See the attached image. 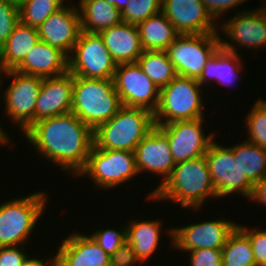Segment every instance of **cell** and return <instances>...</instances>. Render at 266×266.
Masks as SVG:
<instances>
[{"label":"cell","mask_w":266,"mask_h":266,"mask_svg":"<svg viewBox=\"0 0 266 266\" xmlns=\"http://www.w3.org/2000/svg\"><path fill=\"white\" fill-rule=\"evenodd\" d=\"M8 2L14 3L19 6L24 0H7Z\"/></svg>","instance_id":"obj_47"},{"label":"cell","mask_w":266,"mask_h":266,"mask_svg":"<svg viewBox=\"0 0 266 266\" xmlns=\"http://www.w3.org/2000/svg\"><path fill=\"white\" fill-rule=\"evenodd\" d=\"M6 72H7V70L5 69V67L3 66V64L0 62V89H1V86L3 85L2 80L4 81V79H3L2 76H5L6 75Z\"/></svg>","instance_id":"obj_45"},{"label":"cell","mask_w":266,"mask_h":266,"mask_svg":"<svg viewBox=\"0 0 266 266\" xmlns=\"http://www.w3.org/2000/svg\"><path fill=\"white\" fill-rule=\"evenodd\" d=\"M137 27L144 50L165 51L179 35L162 11L139 23Z\"/></svg>","instance_id":"obj_27"},{"label":"cell","mask_w":266,"mask_h":266,"mask_svg":"<svg viewBox=\"0 0 266 266\" xmlns=\"http://www.w3.org/2000/svg\"><path fill=\"white\" fill-rule=\"evenodd\" d=\"M64 5V0H24L19 5V18L25 25L38 28Z\"/></svg>","instance_id":"obj_31"},{"label":"cell","mask_w":266,"mask_h":266,"mask_svg":"<svg viewBox=\"0 0 266 266\" xmlns=\"http://www.w3.org/2000/svg\"><path fill=\"white\" fill-rule=\"evenodd\" d=\"M109 4L114 5L116 9L122 12L129 2V0H107Z\"/></svg>","instance_id":"obj_43"},{"label":"cell","mask_w":266,"mask_h":266,"mask_svg":"<svg viewBox=\"0 0 266 266\" xmlns=\"http://www.w3.org/2000/svg\"><path fill=\"white\" fill-rule=\"evenodd\" d=\"M10 142V135L8 136L7 132L4 131L3 127L0 126V145H7Z\"/></svg>","instance_id":"obj_44"},{"label":"cell","mask_w":266,"mask_h":266,"mask_svg":"<svg viewBox=\"0 0 266 266\" xmlns=\"http://www.w3.org/2000/svg\"><path fill=\"white\" fill-rule=\"evenodd\" d=\"M221 250L222 266H256L249 238L238 227Z\"/></svg>","instance_id":"obj_30"},{"label":"cell","mask_w":266,"mask_h":266,"mask_svg":"<svg viewBox=\"0 0 266 266\" xmlns=\"http://www.w3.org/2000/svg\"><path fill=\"white\" fill-rule=\"evenodd\" d=\"M137 63L158 89L165 87L177 76L166 51L144 50Z\"/></svg>","instance_id":"obj_29"},{"label":"cell","mask_w":266,"mask_h":266,"mask_svg":"<svg viewBox=\"0 0 266 266\" xmlns=\"http://www.w3.org/2000/svg\"><path fill=\"white\" fill-rule=\"evenodd\" d=\"M240 53L223 50L221 47L211 56L197 81L203 86L210 81L221 86H231L237 81L238 73L243 72Z\"/></svg>","instance_id":"obj_23"},{"label":"cell","mask_w":266,"mask_h":266,"mask_svg":"<svg viewBox=\"0 0 266 266\" xmlns=\"http://www.w3.org/2000/svg\"><path fill=\"white\" fill-rule=\"evenodd\" d=\"M25 249L24 245L0 247V266H23L29 256Z\"/></svg>","instance_id":"obj_38"},{"label":"cell","mask_w":266,"mask_h":266,"mask_svg":"<svg viewBox=\"0 0 266 266\" xmlns=\"http://www.w3.org/2000/svg\"><path fill=\"white\" fill-rule=\"evenodd\" d=\"M248 0H202L207 12L218 23V18L223 12L236 8L237 5L245 3Z\"/></svg>","instance_id":"obj_40"},{"label":"cell","mask_w":266,"mask_h":266,"mask_svg":"<svg viewBox=\"0 0 266 266\" xmlns=\"http://www.w3.org/2000/svg\"><path fill=\"white\" fill-rule=\"evenodd\" d=\"M220 35L179 34L165 50L177 76L198 79L207 61L221 47Z\"/></svg>","instance_id":"obj_8"},{"label":"cell","mask_w":266,"mask_h":266,"mask_svg":"<svg viewBox=\"0 0 266 266\" xmlns=\"http://www.w3.org/2000/svg\"><path fill=\"white\" fill-rule=\"evenodd\" d=\"M135 161L138 173L151 172L162 176L163 181L149 192L147 199L152 200L154 191L170 176L175 167L167 136L155 126L136 146Z\"/></svg>","instance_id":"obj_16"},{"label":"cell","mask_w":266,"mask_h":266,"mask_svg":"<svg viewBox=\"0 0 266 266\" xmlns=\"http://www.w3.org/2000/svg\"><path fill=\"white\" fill-rule=\"evenodd\" d=\"M205 159L217 198L237 193L249 199L253 183L242 173L238 160L233 156L232 145L224 147L213 140L205 153Z\"/></svg>","instance_id":"obj_11"},{"label":"cell","mask_w":266,"mask_h":266,"mask_svg":"<svg viewBox=\"0 0 266 266\" xmlns=\"http://www.w3.org/2000/svg\"><path fill=\"white\" fill-rule=\"evenodd\" d=\"M14 70L42 78L59 76L68 71V56L39 40Z\"/></svg>","instance_id":"obj_21"},{"label":"cell","mask_w":266,"mask_h":266,"mask_svg":"<svg viewBox=\"0 0 266 266\" xmlns=\"http://www.w3.org/2000/svg\"><path fill=\"white\" fill-rule=\"evenodd\" d=\"M236 11L235 16L223 22L221 20L220 32L229 39L220 36L221 48L233 53H238L239 46L253 51L266 48V3L256 9Z\"/></svg>","instance_id":"obj_10"},{"label":"cell","mask_w":266,"mask_h":266,"mask_svg":"<svg viewBox=\"0 0 266 266\" xmlns=\"http://www.w3.org/2000/svg\"><path fill=\"white\" fill-rule=\"evenodd\" d=\"M114 62L136 63L144 51L137 25L121 22L99 32Z\"/></svg>","instance_id":"obj_22"},{"label":"cell","mask_w":266,"mask_h":266,"mask_svg":"<svg viewBox=\"0 0 266 266\" xmlns=\"http://www.w3.org/2000/svg\"><path fill=\"white\" fill-rule=\"evenodd\" d=\"M49 266H64L58 258H56Z\"/></svg>","instance_id":"obj_46"},{"label":"cell","mask_w":266,"mask_h":266,"mask_svg":"<svg viewBox=\"0 0 266 266\" xmlns=\"http://www.w3.org/2000/svg\"><path fill=\"white\" fill-rule=\"evenodd\" d=\"M203 124L204 118H198L155 125L167 136L175 164L205 155L216 133L206 136Z\"/></svg>","instance_id":"obj_15"},{"label":"cell","mask_w":266,"mask_h":266,"mask_svg":"<svg viewBox=\"0 0 266 266\" xmlns=\"http://www.w3.org/2000/svg\"><path fill=\"white\" fill-rule=\"evenodd\" d=\"M90 236L110 256L126 241V226L121 231L114 228L95 229Z\"/></svg>","instance_id":"obj_34"},{"label":"cell","mask_w":266,"mask_h":266,"mask_svg":"<svg viewBox=\"0 0 266 266\" xmlns=\"http://www.w3.org/2000/svg\"><path fill=\"white\" fill-rule=\"evenodd\" d=\"M247 141L266 149V100L257 99L244 120Z\"/></svg>","instance_id":"obj_32"},{"label":"cell","mask_w":266,"mask_h":266,"mask_svg":"<svg viewBox=\"0 0 266 266\" xmlns=\"http://www.w3.org/2000/svg\"><path fill=\"white\" fill-rule=\"evenodd\" d=\"M52 256L53 257L52 258L50 257L49 260L47 261L48 264H47V262H43L44 261L43 258L42 259L36 258V257L30 258L28 256L26 258L23 266H49L57 258L56 255H52Z\"/></svg>","instance_id":"obj_42"},{"label":"cell","mask_w":266,"mask_h":266,"mask_svg":"<svg viewBox=\"0 0 266 266\" xmlns=\"http://www.w3.org/2000/svg\"><path fill=\"white\" fill-rule=\"evenodd\" d=\"M187 253L191 266H222V250L202 248Z\"/></svg>","instance_id":"obj_37"},{"label":"cell","mask_w":266,"mask_h":266,"mask_svg":"<svg viewBox=\"0 0 266 266\" xmlns=\"http://www.w3.org/2000/svg\"><path fill=\"white\" fill-rule=\"evenodd\" d=\"M73 75L67 71L55 77L43 78L35 108V122L71 112Z\"/></svg>","instance_id":"obj_19"},{"label":"cell","mask_w":266,"mask_h":266,"mask_svg":"<svg viewBox=\"0 0 266 266\" xmlns=\"http://www.w3.org/2000/svg\"><path fill=\"white\" fill-rule=\"evenodd\" d=\"M238 226L233 220L214 219L201 221L182 227H171L166 230L172 248L182 251H193L202 248L221 250L229 235Z\"/></svg>","instance_id":"obj_13"},{"label":"cell","mask_w":266,"mask_h":266,"mask_svg":"<svg viewBox=\"0 0 266 266\" xmlns=\"http://www.w3.org/2000/svg\"><path fill=\"white\" fill-rule=\"evenodd\" d=\"M19 21V6L0 0V47L8 40Z\"/></svg>","instance_id":"obj_35"},{"label":"cell","mask_w":266,"mask_h":266,"mask_svg":"<svg viewBox=\"0 0 266 266\" xmlns=\"http://www.w3.org/2000/svg\"><path fill=\"white\" fill-rule=\"evenodd\" d=\"M233 156L242 173L254 184L266 175V149L247 140L232 145Z\"/></svg>","instance_id":"obj_28"},{"label":"cell","mask_w":266,"mask_h":266,"mask_svg":"<svg viewBox=\"0 0 266 266\" xmlns=\"http://www.w3.org/2000/svg\"><path fill=\"white\" fill-rule=\"evenodd\" d=\"M58 246L56 257L64 266H110V256L88 234H70Z\"/></svg>","instance_id":"obj_20"},{"label":"cell","mask_w":266,"mask_h":266,"mask_svg":"<svg viewBox=\"0 0 266 266\" xmlns=\"http://www.w3.org/2000/svg\"><path fill=\"white\" fill-rule=\"evenodd\" d=\"M210 198L218 199L204 155L176 163L170 176L154 191L152 200L177 202L181 208L197 212Z\"/></svg>","instance_id":"obj_2"},{"label":"cell","mask_w":266,"mask_h":266,"mask_svg":"<svg viewBox=\"0 0 266 266\" xmlns=\"http://www.w3.org/2000/svg\"><path fill=\"white\" fill-rule=\"evenodd\" d=\"M154 127V114L149 110L122 106L110 120L93 130V145L100 149L134 152Z\"/></svg>","instance_id":"obj_4"},{"label":"cell","mask_w":266,"mask_h":266,"mask_svg":"<svg viewBox=\"0 0 266 266\" xmlns=\"http://www.w3.org/2000/svg\"><path fill=\"white\" fill-rule=\"evenodd\" d=\"M24 137L45 159L76 177L93 146V130L72 112L36 121Z\"/></svg>","instance_id":"obj_1"},{"label":"cell","mask_w":266,"mask_h":266,"mask_svg":"<svg viewBox=\"0 0 266 266\" xmlns=\"http://www.w3.org/2000/svg\"><path fill=\"white\" fill-rule=\"evenodd\" d=\"M46 194L36 191L0 204V247L22 246L29 241L48 205Z\"/></svg>","instance_id":"obj_5"},{"label":"cell","mask_w":266,"mask_h":266,"mask_svg":"<svg viewBox=\"0 0 266 266\" xmlns=\"http://www.w3.org/2000/svg\"><path fill=\"white\" fill-rule=\"evenodd\" d=\"M139 263L142 264L127 240L114 254L110 255V266H134Z\"/></svg>","instance_id":"obj_39"},{"label":"cell","mask_w":266,"mask_h":266,"mask_svg":"<svg viewBox=\"0 0 266 266\" xmlns=\"http://www.w3.org/2000/svg\"><path fill=\"white\" fill-rule=\"evenodd\" d=\"M201 87L197 79L176 76L160 89L159 103L154 112L155 125L204 118Z\"/></svg>","instance_id":"obj_6"},{"label":"cell","mask_w":266,"mask_h":266,"mask_svg":"<svg viewBox=\"0 0 266 266\" xmlns=\"http://www.w3.org/2000/svg\"><path fill=\"white\" fill-rule=\"evenodd\" d=\"M161 11L162 0H129L127 7L121 12V17L125 23L138 25Z\"/></svg>","instance_id":"obj_33"},{"label":"cell","mask_w":266,"mask_h":266,"mask_svg":"<svg viewBox=\"0 0 266 266\" xmlns=\"http://www.w3.org/2000/svg\"><path fill=\"white\" fill-rule=\"evenodd\" d=\"M117 64L99 33L81 31L71 54L68 71L73 76L93 79H113Z\"/></svg>","instance_id":"obj_9"},{"label":"cell","mask_w":266,"mask_h":266,"mask_svg":"<svg viewBox=\"0 0 266 266\" xmlns=\"http://www.w3.org/2000/svg\"><path fill=\"white\" fill-rule=\"evenodd\" d=\"M39 40L37 28L19 21L8 40L0 47V62L7 71L14 70Z\"/></svg>","instance_id":"obj_25"},{"label":"cell","mask_w":266,"mask_h":266,"mask_svg":"<svg viewBox=\"0 0 266 266\" xmlns=\"http://www.w3.org/2000/svg\"><path fill=\"white\" fill-rule=\"evenodd\" d=\"M41 41L59 48L67 56L73 50L81 33V20L79 9L76 4L73 6L64 5L52 13L38 28Z\"/></svg>","instance_id":"obj_18"},{"label":"cell","mask_w":266,"mask_h":266,"mask_svg":"<svg viewBox=\"0 0 266 266\" xmlns=\"http://www.w3.org/2000/svg\"><path fill=\"white\" fill-rule=\"evenodd\" d=\"M113 80L123 106L143 108L154 114L159 103L160 89L137 62L117 65Z\"/></svg>","instance_id":"obj_14"},{"label":"cell","mask_w":266,"mask_h":266,"mask_svg":"<svg viewBox=\"0 0 266 266\" xmlns=\"http://www.w3.org/2000/svg\"><path fill=\"white\" fill-rule=\"evenodd\" d=\"M256 204H261L266 206V175L259 181L253 184V189L249 201Z\"/></svg>","instance_id":"obj_41"},{"label":"cell","mask_w":266,"mask_h":266,"mask_svg":"<svg viewBox=\"0 0 266 266\" xmlns=\"http://www.w3.org/2000/svg\"><path fill=\"white\" fill-rule=\"evenodd\" d=\"M162 12L179 34L220 33L202 0H162Z\"/></svg>","instance_id":"obj_17"},{"label":"cell","mask_w":266,"mask_h":266,"mask_svg":"<svg viewBox=\"0 0 266 266\" xmlns=\"http://www.w3.org/2000/svg\"><path fill=\"white\" fill-rule=\"evenodd\" d=\"M81 31L99 33L122 22L121 12L107 0H79Z\"/></svg>","instance_id":"obj_26"},{"label":"cell","mask_w":266,"mask_h":266,"mask_svg":"<svg viewBox=\"0 0 266 266\" xmlns=\"http://www.w3.org/2000/svg\"><path fill=\"white\" fill-rule=\"evenodd\" d=\"M139 175L135 154L127 150L91 147L85 167L77 176L90 178L99 189L109 190Z\"/></svg>","instance_id":"obj_7"},{"label":"cell","mask_w":266,"mask_h":266,"mask_svg":"<svg viewBox=\"0 0 266 266\" xmlns=\"http://www.w3.org/2000/svg\"><path fill=\"white\" fill-rule=\"evenodd\" d=\"M11 79L10 85L3 92L5 114L16 123L21 133L35 123V108L43 78L27 75L16 70H8L5 78Z\"/></svg>","instance_id":"obj_12"},{"label":"cell","mask_w":266,"mask_h":266,"mask_svg":"<svg viewBox=\"0 0 266 266\" xmlns=\"http://www.w3.org/2000/svg\"><path fill=\"white\" fill-rule=\"evenodd\" d=\"M122 106L113 79L73 76L71 112L92 130L110 120Z\"/></svg>","instance_id":"obj_3"},{"label":"cell","mask_w":266,"mask_h":266,"mask_svg":"<svg viewBox=\"0 0 266 266\" xmlns=\"http://www.w3.org/2000/svg\"><path fill=\"white\" fill-rule=\"evenodd\" d=\"M162 222L158 219L131 220L126 225V240L132 245L137 257L144 264L153 256L160 244Z\"/></svg>","instance_id":"obj_24"},{"label":"cell","mask_w":266,"mask_h":266,"mask_svg":"<svg viewBox=\"0 0 266 266\" xmlns=\"http://www.w3.org/2000/svg\"><path fill=\"white\" fill-rule=\"evenodd\" d=\"M248 238L252 246L256 266H266V230L238 224L237 226Z\"/></svg>","instance_id":"obj_36"}]
</instances>
